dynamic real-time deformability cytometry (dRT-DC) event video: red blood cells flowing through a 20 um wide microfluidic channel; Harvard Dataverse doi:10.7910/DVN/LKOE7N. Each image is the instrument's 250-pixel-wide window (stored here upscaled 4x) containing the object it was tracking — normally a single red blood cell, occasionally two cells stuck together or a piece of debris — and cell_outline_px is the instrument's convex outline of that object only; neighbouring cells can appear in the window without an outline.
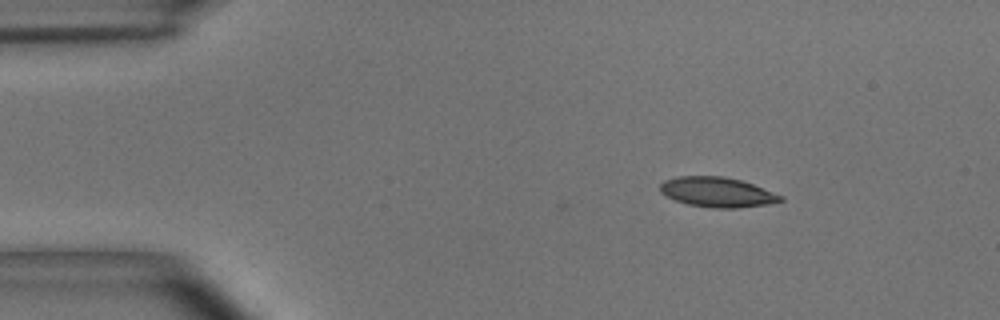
{"species": "common noctule bat (a hibernating species)", "species_latin": "Nyctalus noctula", "temperature_condition": "room temperature", "stored_images_in_passage": 5, "camera_frame_rate_fps": 3000, "um_per_image_px": 0.085, "animal": {"sex": "male", "body_mass_g": 15.6}, "frame": {"image": 1, "passage_image": 1, "time_ms": 0.0, "image_size_px": [1000, 320], "cell_outline_px": [[784, 200], [768, 204], [736, 208], [712, 208], [688, 204], [676, 200], [660, 192], [660, 184], [664, 180], [676, 176], [724, 176], [740, 180], [752, 184], [784, 196]], "centroid_in_image_um": [60.96, 16.33], "position_along_channel_um": 24.0, "area_um2": 20.92}}